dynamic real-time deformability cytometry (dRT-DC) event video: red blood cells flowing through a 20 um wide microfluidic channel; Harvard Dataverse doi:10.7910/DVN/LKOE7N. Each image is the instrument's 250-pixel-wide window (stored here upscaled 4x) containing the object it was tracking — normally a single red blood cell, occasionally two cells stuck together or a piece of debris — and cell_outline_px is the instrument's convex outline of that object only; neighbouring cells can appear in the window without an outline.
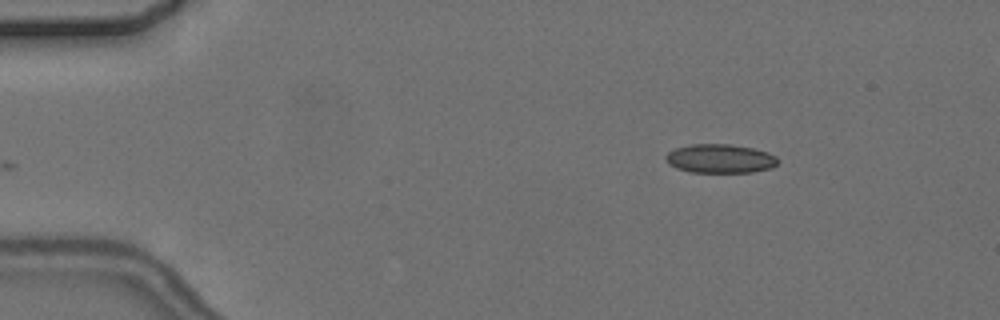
{"species": "common noctule bat (a hibernating species)", "species_latin": "Nyctalus noctula", "temperature_condition": "cold", "stored_images_in_passage": 3, "camera_frame_rate_fps": 3000, "um_per_image_px": 0.085, "animal": {"sex": "female", "body_mass_g": 24.6, "forearm_length_mm": 56.2}, "frame": {"image": 1, "passage_image": 3, "time_ms": 3.333, "image_size_px": [1000, 320], "cell_outline_px": [[780, 160], [772, 168], [752, 172], [688, 172], [676, 168], [668, 164], [664, 156], [668, 152], [676, 148], [692, 144], [732, 144], [752, 148], [768, 152], [776, 156]], "centroid_in_image_um": [61.21, 13.48], "position_along_channel_um": 23.8, "area_um2": 19.02}}